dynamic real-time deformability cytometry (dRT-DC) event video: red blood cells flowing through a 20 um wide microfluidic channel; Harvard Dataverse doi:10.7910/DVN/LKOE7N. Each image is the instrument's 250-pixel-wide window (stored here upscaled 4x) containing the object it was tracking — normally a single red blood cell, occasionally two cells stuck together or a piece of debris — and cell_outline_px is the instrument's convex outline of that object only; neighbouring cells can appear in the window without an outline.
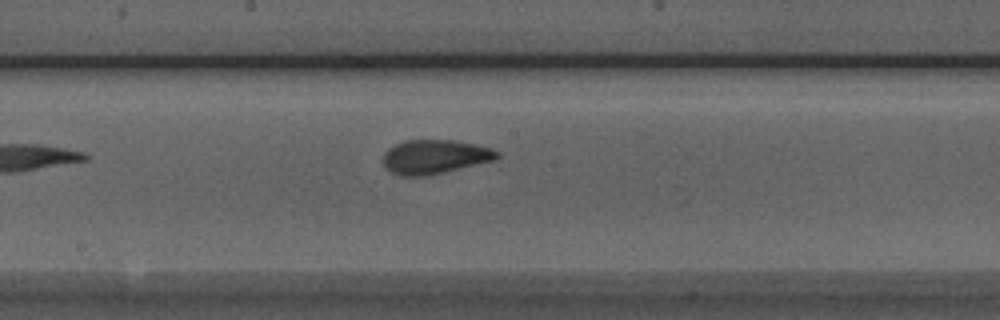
{"species": "Egyptian fruit bat (a non-hibernating species)", "species_latin": "Rousettus aegyptiacus", "temperature_condition": "room temperature", "stored_images_in_passage": 6, "camera_frame_rate_fps": 3000, "um_per_image_px": 0.085, "animal": {"sex": "male"}, "frame": {"image": 1, "passage_image": 6, "time_ms": 1.667, "image_size_px": [1000, 320], "cell_outline_px": [[500, 156], [496, 160], [428, 176], [400, 176], [392, 172], [384, 164], [384, 152], [388, 148], [404, 140], [452, 140], [492, 148], [500, 152]], "centroid_in_image_um": [36.98, 13.33], "position_along_channel_um": 211.2, "area_um2": 22.66}}